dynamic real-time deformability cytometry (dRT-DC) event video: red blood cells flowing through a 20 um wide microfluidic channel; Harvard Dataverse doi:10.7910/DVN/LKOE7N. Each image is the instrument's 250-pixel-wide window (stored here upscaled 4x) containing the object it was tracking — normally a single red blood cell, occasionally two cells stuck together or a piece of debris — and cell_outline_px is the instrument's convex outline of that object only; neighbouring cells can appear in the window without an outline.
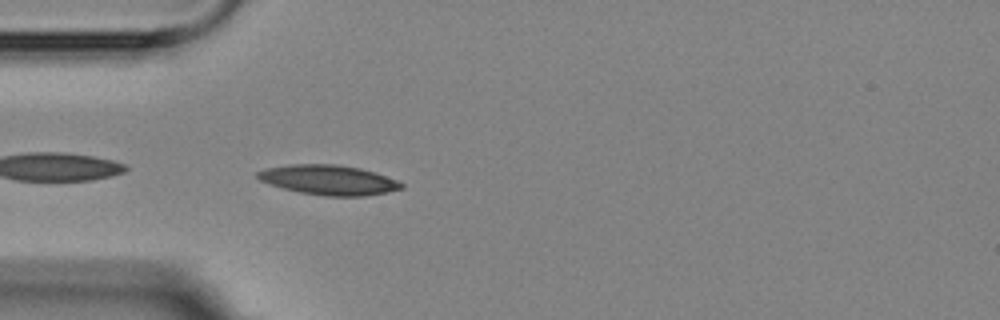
{"species": "Egyptian fruit bat (a non-hibernating species)", "species_latin": "Rousettus aegyptiacus", "temperature_condition": "room temperature", "stored_images_in_passage": 4, "camera_frame_rate_fps": 3000, "um_per_image_px": 0.085, "animal": {"sex": "female"}, "frame": {"image": 1, "passage_image": 4, "time_ms": 3.333, "image_size_px": [1000, 320], "cell_outline_px": [[404, 188], [388, 192], [364, 196], [324, 196], [300, 192], [284, 188], [260, 180], [256, 176], [256, 172], [264, 168], [288, 164], [336, 164], [360, 168], [396, 180], [404, 184]], "centroid_in_image_um": [27.92, 15.29], "position_along_channel_um": 57.1, "area_um2": 24.85}}